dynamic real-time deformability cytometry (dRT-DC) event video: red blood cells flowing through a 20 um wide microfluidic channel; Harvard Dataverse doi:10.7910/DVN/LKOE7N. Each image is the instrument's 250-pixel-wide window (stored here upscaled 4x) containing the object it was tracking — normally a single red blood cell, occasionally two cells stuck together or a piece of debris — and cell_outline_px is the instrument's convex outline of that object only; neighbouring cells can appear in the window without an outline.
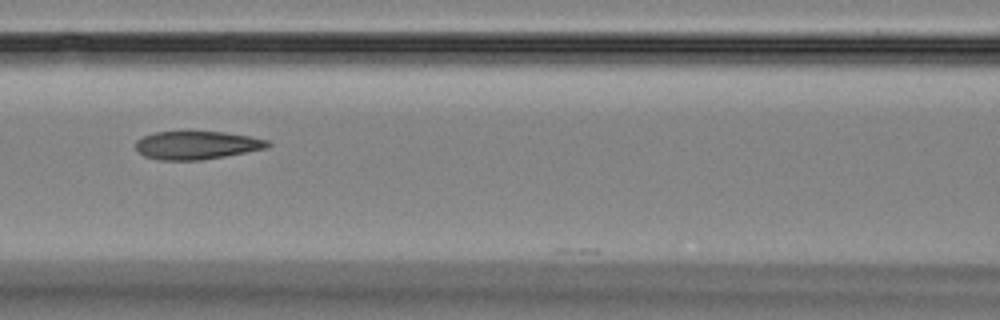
{"species": "Egyptian fruit bat (a non-hibernating species)", "species_latin": "Rousettus aegyptiacus", "temperature_condition": "room temperature", "stored_images_in_passage": 12, "camera_frame_rate_fps": 3000, "um_per_image_px": 0.085, "animal": {"sex": "female"}, "frame": {"image": 1, "passage_image": 3, "time_ms": 2.333, "image_size_px": [1000, 320], "cell_outline_px": [[272, 144], [268, 148], [224, 156], [200, 160], [160, 160], [144, 156], [136, 148], [136, 140], [144, 136], [156, 132], [224, 132], [248, 136], [268, 140]], "centroid_in_image_um": [16.74, 12.34], "position_along_channel_um": 149.9, "area_um2": 21.5}}
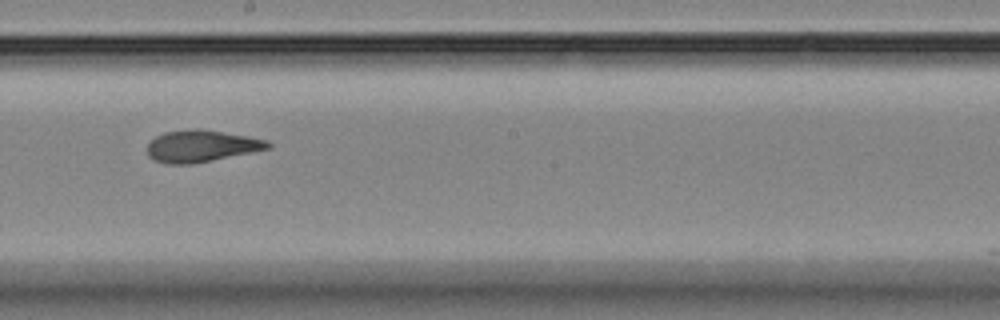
{"frame": {"image": 2, "passage_image": 5, "time_ms": 4.667, "image_size_px": [1000, 320], "cell_outline_px": [[272, 148], [192, 164], [168, 164], [152, 160], [148, 156], [148, 144], [156, 136], [164, 132], [196, 128], [200, 128], [248, 136], [268, 140], [272, 144]], "centroid_in_image_um": [17.13, 12.41], "position_along_channel_um": 231.1, "area_um2": 22.48}}
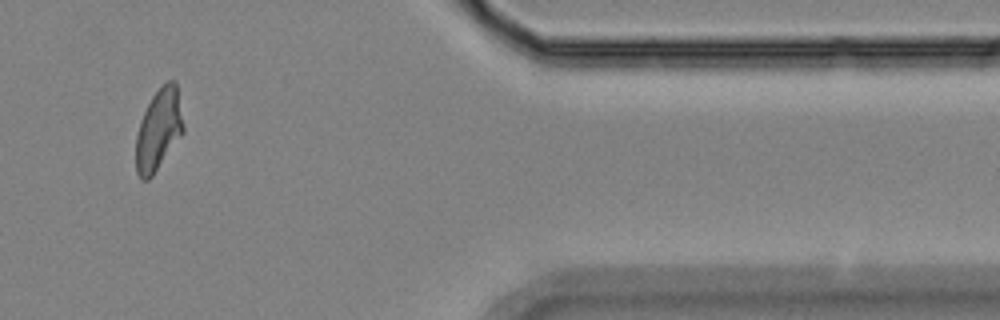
{"frame": {"image": 3, "passage_image": 10, "time_ms": 10.333, "image_size_px": [1000, 320], "cell_outline_px": [[184, 132], [152, 176], [148, 180], [140, 180], [136, 172], [136, 136], [140, 120], [152, 96], [168, 80], [176, 80], [184, 128]], "centroid_in_image_um": [13.48, 11.04], "position_along_channel_um": 397.9, "area_um2": 22.37}, "authors_computed_cell_mechanics": {"area_um2": 22.4842, "velocity_mm_per_s": 3.4856, "shape_relaxation_time_tau1_ms": 10.3824, "shape_relaxation_time_tau2_ms": 1.1611, "deformation_change_tau1": 0.2334, "deformation_change_tau2": 0.0625}}